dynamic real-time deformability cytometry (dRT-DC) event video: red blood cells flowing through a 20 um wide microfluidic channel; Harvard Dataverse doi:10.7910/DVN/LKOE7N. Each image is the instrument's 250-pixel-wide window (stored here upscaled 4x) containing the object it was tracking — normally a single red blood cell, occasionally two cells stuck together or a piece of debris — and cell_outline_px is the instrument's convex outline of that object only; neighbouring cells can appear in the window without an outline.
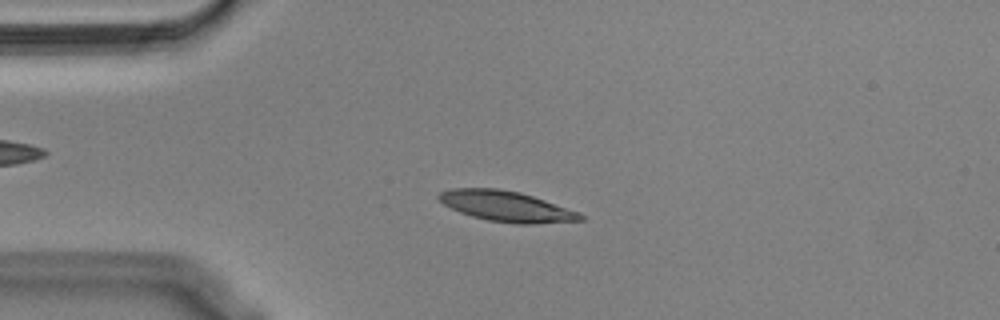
{"species": "Egyptian fruit bat (a non-hibernating species)", "species_latin": "Rousettus aegyptiacus", "temperature_condition": "cold", "stored_images_in_passage": 56, "camera_frame_rate_fps": 3000, "um_per_image_px": 0.085, "animal": {"sex": "male"}, "frame": {"image": 1, "passage_image": 13, "time_ms": 4.0, "image_size_px": [1000, 320], "cell_outline_px": [[584, 220], [532, 224], [516, 224], [488, 220], [472, 216], [460, 212], [444, 204], [436, 196], [440, 192], [452, 188], [496, 188], [520, 192], [580, 212], [584, 216]], "centroid_in_image_um": [43.05, 17.53], "position_along_channel_um": 42.0, "area_um2": 25.03}}
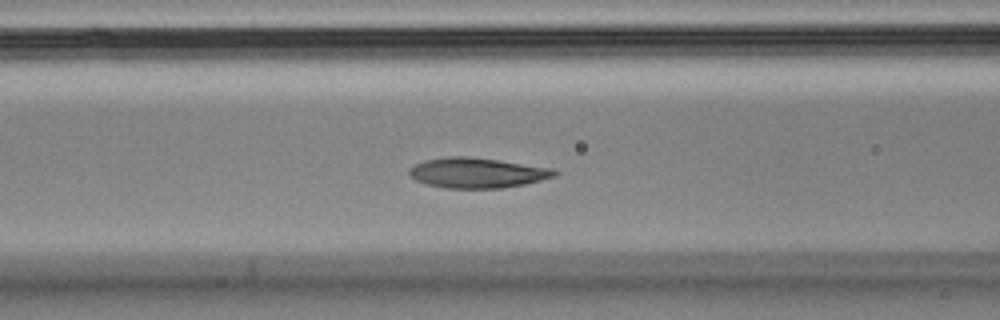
{"frame": {"image": 2, "passage_image": 22, "time_ms": 7.0, "image_size_px": [1000, 320], "cell_outline_px": [[560, 172], [556, 176], [524, 184], [504, 188], [444, 188], [428, 184], [416, 180], [408, 172], [408, 168], [424, 160], [448, 156], [468, 156], [552, 168]], "centroid_in_image_um": [40.55, 14.69], "position_along_channel_um": 126.0, "area_um2": 25.43}}
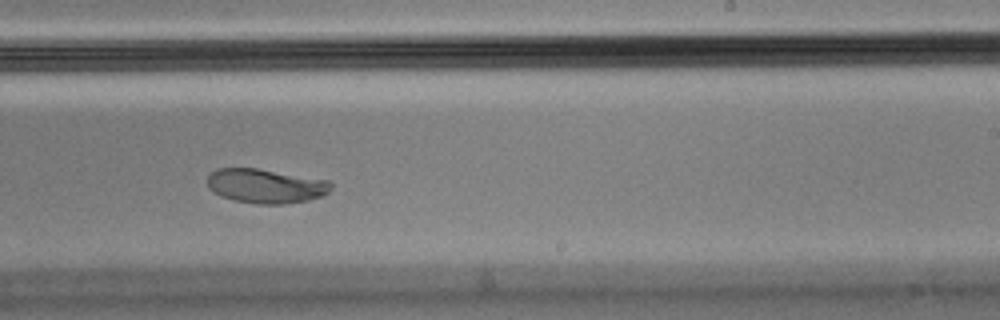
{"frame": {"image": 3, "passage_image": 34, "time_ms": 11.0, "image_size_px": [1000, 320], "cell_outline_px": [[332, 188], [324, 196], [308, 200], [284, 204], [256, 204], [232, 200], [220, 196], [208, 188], [208, 176], [216, 168], [256, 168], [328, 180], [332, 184]], "centroid_in_image_um": [22.58, 15.82], "position_along_channel_um": 266.4, "area_um2": 24.85}, "authors_computed_cell_mechanics": {"area_um2": 25.143, "velocity_mm_per_s": 3.5227, "shape_relaxation_time_tau1_ms": 4.0561, "shape_relaxation_time_tau2_ms": 1.0731, "deformation_change_tau1": 0.1492, "deformation_change_tau2": 0.0292}}